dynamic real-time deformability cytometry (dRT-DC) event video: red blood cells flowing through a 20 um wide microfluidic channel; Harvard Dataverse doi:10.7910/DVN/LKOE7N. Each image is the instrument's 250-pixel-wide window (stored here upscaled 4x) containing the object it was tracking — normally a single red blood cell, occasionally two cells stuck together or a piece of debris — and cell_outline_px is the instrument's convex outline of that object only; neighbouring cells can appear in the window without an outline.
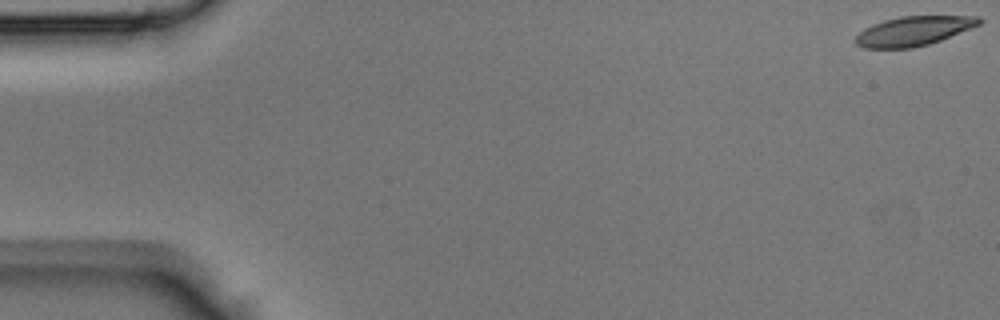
{"species": "Egyptian fruit bat (a non-hibernating species)", "species_latin": "Rousettus aegyptiacus", "temperature_condition": "room temperature", "stored_images_in_passage": 12, "camera_frame_rate_fps": 3000, "um_per_image_px": 0.085, "animal": {"sex": "male"}, "frame": {"image": 1, "passage_image": 1, "time_ms": 0.0, "image_size_px": [1000, 320], "cell_outline_px": [[984, 20], [980, 24], [972, 28], [940, 40], [928, 44], [912, 48], [864, 48], [856, 44], [856, 36], [864, 28], [872, 24], [884, 20], [900, 16], [980, 16]], "centroid_in_image_um": [77.67, 2.63], "position_along_channel_um": 7.3, "area_um2": 21.15}}